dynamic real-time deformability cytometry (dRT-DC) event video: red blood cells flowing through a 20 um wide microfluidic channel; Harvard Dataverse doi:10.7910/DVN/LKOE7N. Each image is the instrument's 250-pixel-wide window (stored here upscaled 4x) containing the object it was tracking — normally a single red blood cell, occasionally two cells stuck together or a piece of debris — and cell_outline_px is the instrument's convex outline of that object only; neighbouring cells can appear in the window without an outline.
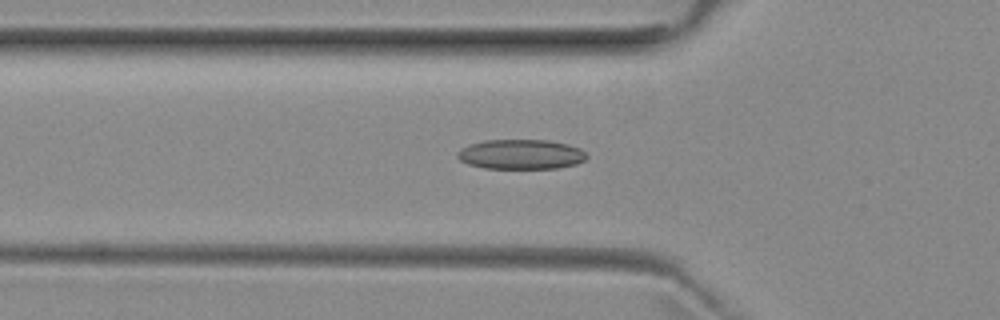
{"species": "common noctule bat (a hibernating species)", "species_latin": "Nyctalus noctula", "temperature_condition": "room temperature", "stored_images_in_passage": 45, "camera_frame_rate_fps": 3000, "um_per_image_px": 0.085, "animal": {"sex": "female", "body_mass_g": 29.2, "forearm_length_mm": 56.3}, "frame": {"image": 1, "passage_image": 11, "time_ms": 3.333, "image_size_px": [1000, 320], "cell_outline_px": [[588, 156], [584, 160], [576, 164], [556, 168], [484, 168], [468, 164], [460, 160], [456, 156], [456, 152], [460, 148], [468, 144], [484, 140], [548, 140], [568, 144], [580, 148]], "centroid_in_image_um": [44.24, 13.11], "position_along_channel_um": 81.6, "area_um2": 22.54}}
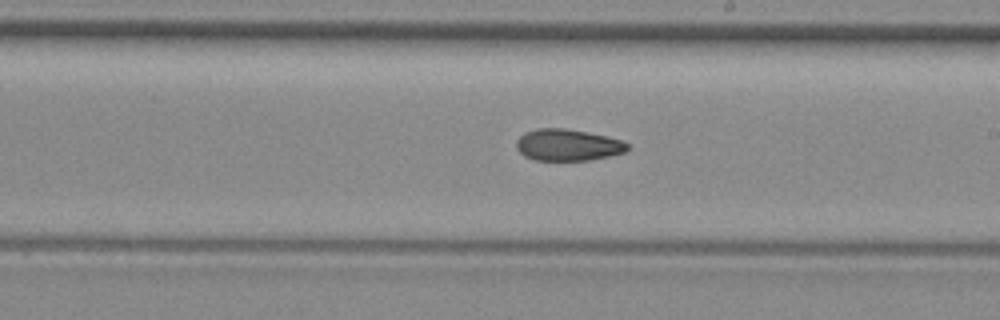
{"frame": {"image": 2, "passage_image": 23, "time_ms": 7.333, "image_size_px": [1000, 320], "cell_outline_px": [[628, 148], [624, 152], [608, 156], [588, 160], [536, 160], [524, 156], [516, 148], [516, 140], [520, 136], [528, 132], [540, 128], [564, 128], [604, 136], [620, 140], [628, 144]], "centroid_in_image_um": [48.22, 12.33], "position_along_channel_um": 240.8, "area_um2": 20.06}}
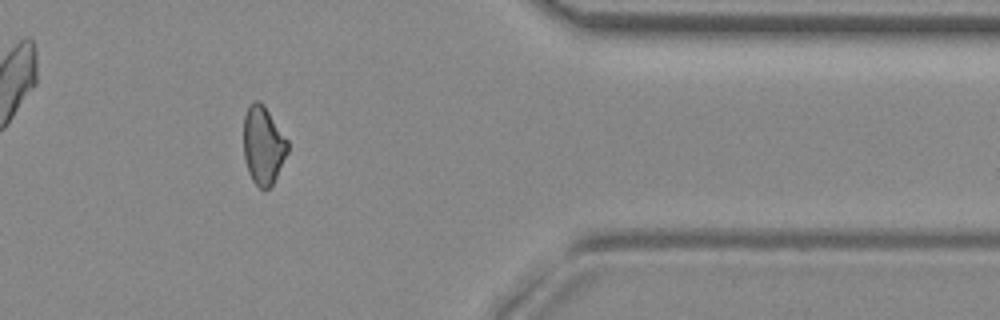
{"frame": {"image": 3, "passage_image": 36, "time_ms": 11.667, "image_size_px": [1000, 320], "cell_outline_px": [[288, 152], [272, 184], [268, 188], [260, 188], [252, 180], [248, 172], [244, 156], [244, 116], [248, 108], [256, 100], [264, 104], [288, 140]], "centroid_in_image_um": [22.37, 12.34], "position_along_channel_um": 389.0, "area_um2": 19.83}, "authors_computed_cell_mechanics": {"area_um2": 20.6924, "velocity_mm_per_s": 3.9745, "shape_relaxation_time_tau1_ms": null, "shape_relaxation_time_tau2_ms": 8.1704, "deformation_change_tau1": null, "deformation_change_tau2": 0.1585}}